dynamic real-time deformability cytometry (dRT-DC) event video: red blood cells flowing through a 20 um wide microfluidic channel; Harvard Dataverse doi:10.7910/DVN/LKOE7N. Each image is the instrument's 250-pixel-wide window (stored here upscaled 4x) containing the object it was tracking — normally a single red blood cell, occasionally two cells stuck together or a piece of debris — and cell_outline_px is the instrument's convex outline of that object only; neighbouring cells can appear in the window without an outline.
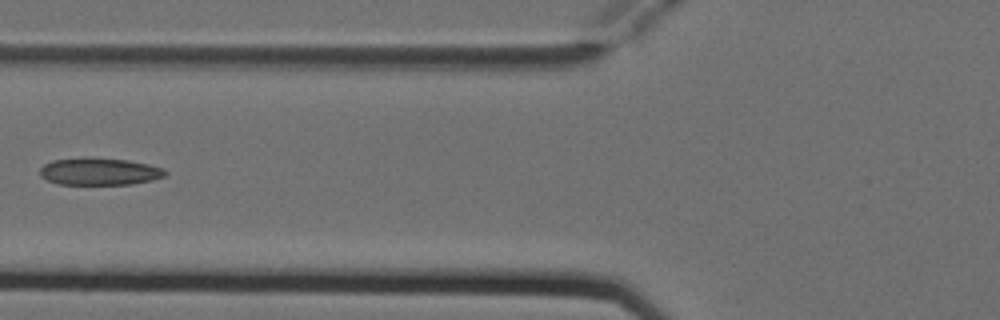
{"species": "Egyptian fruit bat (a non-hibernating species)", "species_latin": "Rousettus aegyptiacus", "temperature_condition": "cold", "stored_images_in_passage": 7, "camera_frame_rate_fps": 3000, "um_per_image_px": 0.085, "animal": {"sex": "female"}, "frame": {"image": 1, "passage_image": 6, "time_ms": 1.667, "image_size_px": [1000, 320], "cell_outline_px": [[168, 172], [164, 176], [152, 180], [132, 184], [60, 184], [48, 180], [40, 176], [40, 168], [44, 164], [52, 160], [84, 156], [88, 156], [128, 160], [148, 164], [164, 168]], "centroid_in_image_um": [8.44, 14.55], "position_along_channel_um": 117.4, "area_um2": 20.17}}
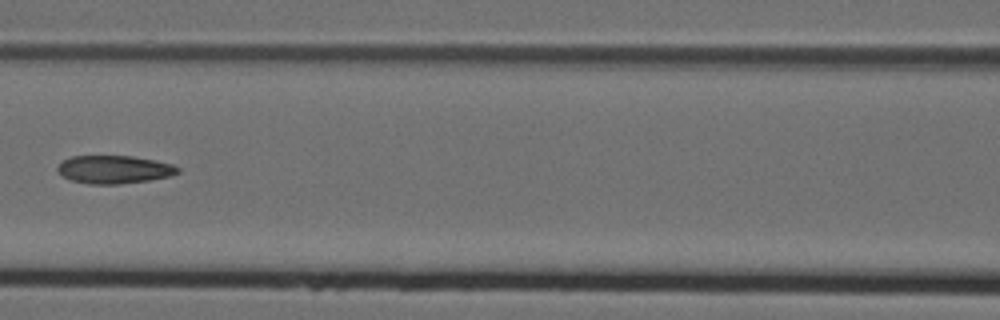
{"frame": {"image": 2, "passage_image": 7, "time_ms": 2.0, "image_size_px": [1000, 320], "cell_outline_px": [[180, 172], [172, 176], [148, 180], [116, 184], [88, 184], [72, 180], [64, 176], [56, 168], [64, 160], [72, 156], [132, 156], [156, 160], [172, 164], [180, 168]], "centroid_in_image_um": [9.75, 14.4], "position_along_channel_um": 156.8, "area_um2": 19.54}}